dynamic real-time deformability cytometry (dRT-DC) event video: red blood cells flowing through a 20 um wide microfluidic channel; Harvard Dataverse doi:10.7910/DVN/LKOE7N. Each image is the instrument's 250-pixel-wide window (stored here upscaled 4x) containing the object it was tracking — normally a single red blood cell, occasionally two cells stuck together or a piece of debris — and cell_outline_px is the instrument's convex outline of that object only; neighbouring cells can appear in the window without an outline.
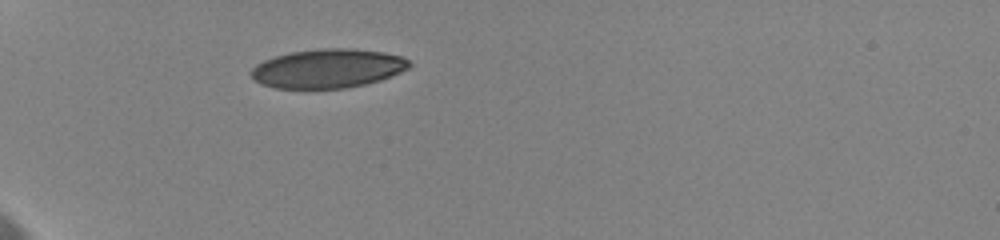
{"species": "human", "species_latin": "Homo sapiens", "temperature_condition": "cold", "stored_images_in_passage": 35, "camera_frame_rate_fps": 3000, "um_per_image_px": 0.085, "donor": {"sex": "female"}, "frame": {"image": 1, "passage_image": 1, "time_ms": 0.0, "image_size_px": [1000, 240], "cell_outline_px": [[412, 64], [408, 68], [400, 72], [380, 80], [364, 84], [344, 88], [276, 88], [260, 84], [252, 76], [252, 68], [256, 64], [264, 60], [276, 56], [292, 52], [316, 48], [352, 48], [384, 52], [404, 56]], "centroid_in_image_um": [27.89, 5.8], "position_along_channel_um": 57.1, "area_um2": 35.89}}
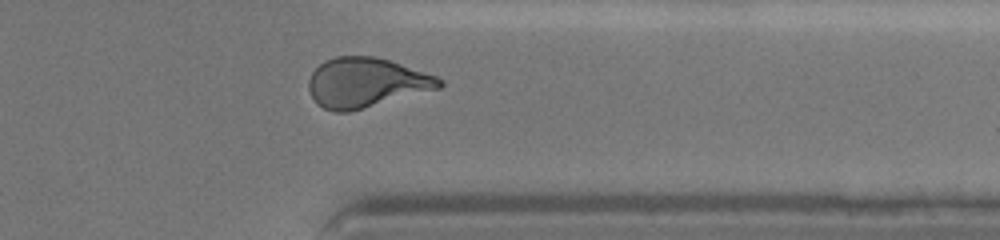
{"frame": {"image": 2, "passage_image": 29, "time_ms": 9.667, "image_size_px": [1000, 240], "cell_outline_px": [[444, 84], [440, 88], [348, 112], [336, 112], [324, 108], [316, 104], [308, 88], [308, 80], [312, 72], [324, 60], [336, 56], [376, 56], [436, 76], [444, 80]], "centroid_in_image_um": [31.09, 7.02], "position_along_channel_um": 380.3, "area_um2": 37.63}, "authors_computed_cell_mechanics": {"area_um2": 37.5122, "velocity_mm_per_s": 3.6071, "shape_relaxation_time_tau1_ms": 3.8568, "shape_relaxation_time_tau2_ms": 1.1559, "deformation_change_tau1": 0.1561, "deformation_change_tau2": 0.0548}}